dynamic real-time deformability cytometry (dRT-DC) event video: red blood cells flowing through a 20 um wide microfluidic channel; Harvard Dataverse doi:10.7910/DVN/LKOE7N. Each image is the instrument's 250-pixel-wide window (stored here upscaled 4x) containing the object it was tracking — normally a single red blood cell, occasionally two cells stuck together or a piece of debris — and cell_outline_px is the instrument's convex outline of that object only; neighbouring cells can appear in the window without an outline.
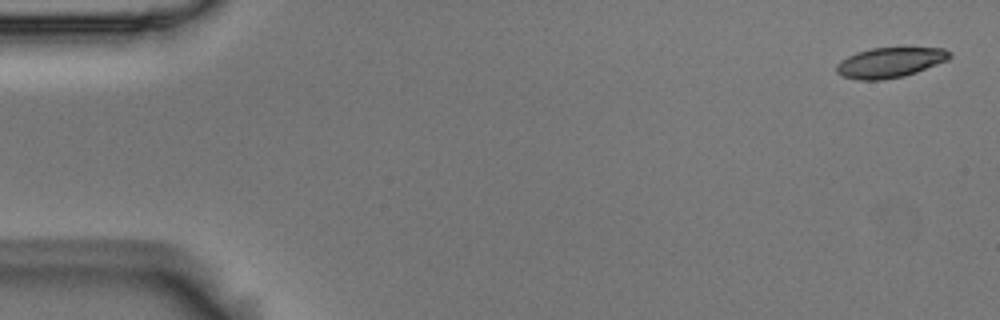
{"species": "Egyptian fruit bat (a non-hibernating species)", "species_latin": "Rousettus aegyptiacus", "temperature_condition": "room temperature", "stored_images_in_passage": 5, "camera_frame_rate_fps": 3000, "um_per_image_px": 0.085, "animal": {"sex": "male"}, "frame": {"image": 1, "passage_image": 1, "time_ms": 0.0, "image_size_px": [1000, 320], "cell_outline_px": [[952, 56], [948, 60], [916, 72], [904, 76], [884, 80], [856, 80], [844, 76], [836, 72], [836, 64], [840, 60], [856, 52], [872, 48], [944, 48], [952, 52]], "centroid_in_image_um": [75.64, 5.31], "position_along_channel_um": 9.4, "area_um2": 19.94}}
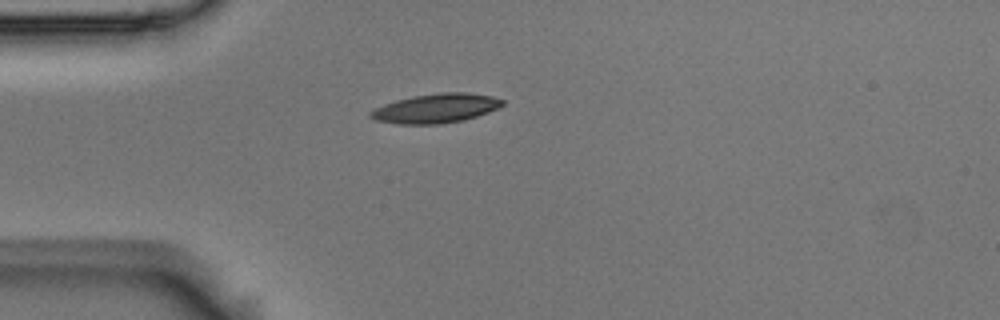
{"frame": {"image": 2, "passage_image": 4, "time_ms": 1.0, "image_size_px": [1000, 320], "cell_outline_px": [[504, 104], [488, 112], [464, 120], [440, 124], [396, 124], [376, 120], [368, 116], [368, 112], [384, 104], [396, 100], [412, 96], [440, 92], [468, 92], [492, 96], [504, 100]], "centroid_in_image_um": [37.03, 9.2], "position_along_channel_um": 48.0, "area_um2": 22.54}}